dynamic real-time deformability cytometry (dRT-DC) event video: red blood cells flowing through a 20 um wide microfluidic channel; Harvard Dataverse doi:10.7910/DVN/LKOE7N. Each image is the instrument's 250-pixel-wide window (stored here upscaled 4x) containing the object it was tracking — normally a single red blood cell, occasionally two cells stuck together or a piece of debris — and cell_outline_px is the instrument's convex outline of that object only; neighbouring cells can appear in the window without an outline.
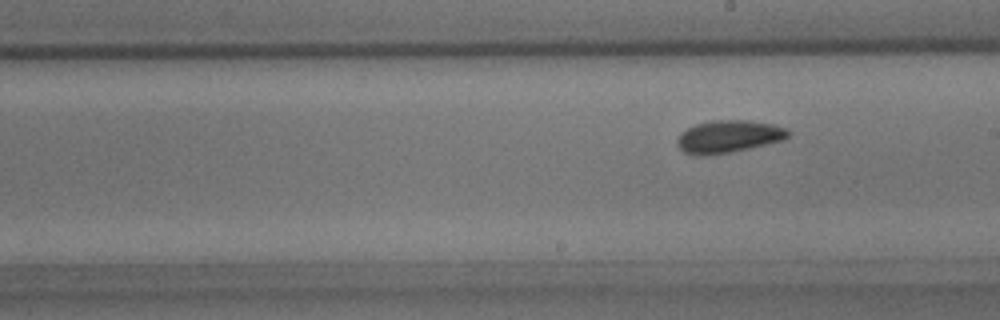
{"species": "common noctule bat (a hibernating species)", "species_latin": "Nyctalus noctula", "temperature_condition": "room temperature", "stored_images_in_passage": 7, "camera_frame_rate_fps": 3000, "um_per_image_px": 0.085, "animal": {"sex": "male", "body_mass_g": 15.6}, "frame": {"image": 1, "passage_image": 7, "time_ms": 8.0, "image_size_px": [1000, 320], "cell_outline_px": [[788, 136], [784, 140], [732, 152], [704, 156], [696, 156], [684, 152], [676, 144], [676, 140], [680, 132], [696, 124], [712, 120], [748, 120], [772, 124], [788, 128]], "centroid_in_image_um": [61.9, 11.61], "position_along_channel_um": 227.1, "area_um2": 21.15}}